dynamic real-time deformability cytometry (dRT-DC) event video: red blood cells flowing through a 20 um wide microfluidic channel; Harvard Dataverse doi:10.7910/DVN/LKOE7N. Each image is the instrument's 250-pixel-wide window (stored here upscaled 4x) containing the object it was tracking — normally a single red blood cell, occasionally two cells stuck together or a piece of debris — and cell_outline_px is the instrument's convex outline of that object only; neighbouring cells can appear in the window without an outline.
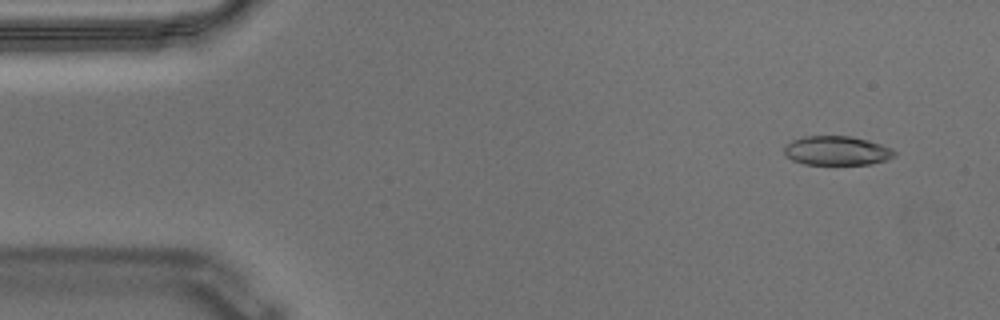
{"species": "Egyptian fruit bat (a non-hibernating species)", "species_latin": "Rousettus aegyptiacus", "temperature_condition": "warm", "stored_images_in_passage": 56, "segment_of_instrument_passage": [1, 2], "camera_frame_rate_fps": 3000, "um_per_image_px": 0.085, "animal": {"sex": "male"}, "frame": {"image": 1, "passage_image": 4, "time_ms": 1.0, "image_size_px": [1000, 320], "cell_outline_px": [[896, 152], [888, 160], [868, 164], [804, 164], [792, 160], [784, 156], [784, 148], [792, 140], [804, 136], [852, 136], [868, 140], [892, 148]], "centroid_in_image_um": [71.11, 12.8], "position_along_channel_um": 13.9, "area_um2": 18.73}}
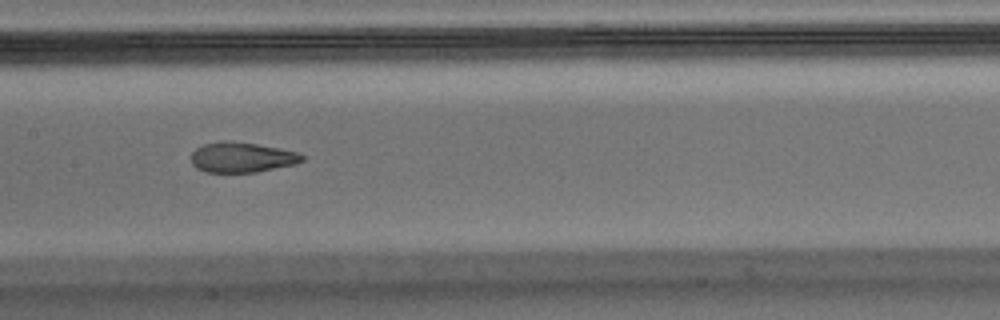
{"frame": {"image": 2, "passage_image": 27, "time_ms": 8.667, "image_size_px": [1000, 320], "cell_outline_px": [[304, 160], [296, 164], [256, 172], [204, 172], [196, 168], [192, 164], [192, 152], [196, 148], [204, 144], [256, 144], [280, 148], [296, 152], [304, 156]], "centroid_in_image_um": [20.59, 13.42], "position_along_channel_um": 186.8, "area_um2": 18.73}}
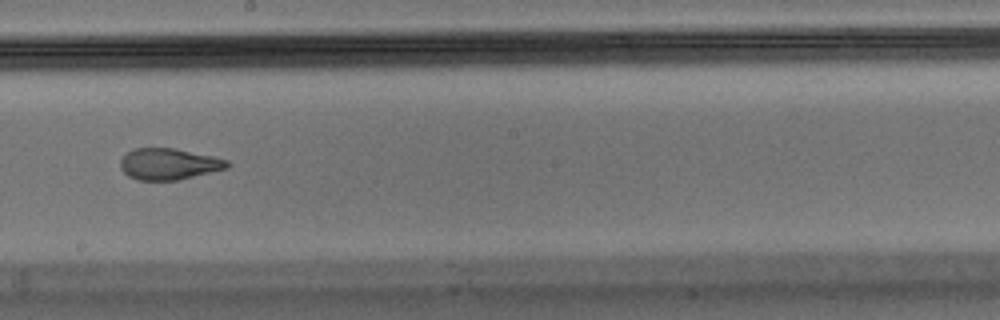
{"frame": {"image": 3, "passage_image": 31, "time_ms": 10.0, "image_size_px": [1000, 320], "cell_outline_px": [[232, 164], [228, 168], [180, 180], [136, 180], [128, 176], [120, 168], [120, 160], [132, 148], [176, 148], [212, 156], [228, 160]], "centroid_in_image_um": [14.36, 13.94], "position_along_channel_um": 233.8, "area_um2": 19.71}}